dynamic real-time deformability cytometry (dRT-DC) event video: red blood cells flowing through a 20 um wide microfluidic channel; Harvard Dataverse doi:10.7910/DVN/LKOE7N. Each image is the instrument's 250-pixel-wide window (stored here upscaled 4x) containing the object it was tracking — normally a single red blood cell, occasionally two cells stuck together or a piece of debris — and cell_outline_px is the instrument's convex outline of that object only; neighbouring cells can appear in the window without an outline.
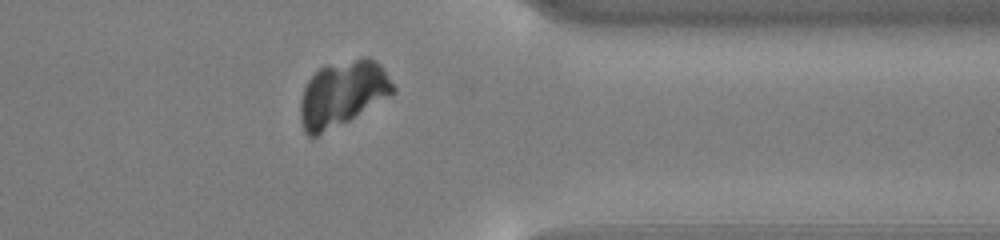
{"species": "common noctule bat (a hibernating species)", "species_latin": "Nyctalus noctula", "temperature_condition": "cold", "stored_images_in_passage": 36, "camera_frame_rate_fps": 3000, "um_per_image_px": 0.085, "animal": {"sex": "male", "body_mass_g": 13.0, "forearm_length_mm": 53.1}, "frame": {"image": 1, "passage_image": 26, "time_ms": 8.333, "image_size_px": [1000, 240], "cell_outline_px": [[396, 92], [348, 120], [316, 136], [308, 136], [304, 132], [300, 120], [300, 100], [304, 88], [308, 80], [320, 68], [360, 56], [368, 56], [380, 64], [396, 88]], "centroid_in_image_um": [29.11, 7.94], "position_along_channel_um": 382.3, "area_um2": 35.03}}
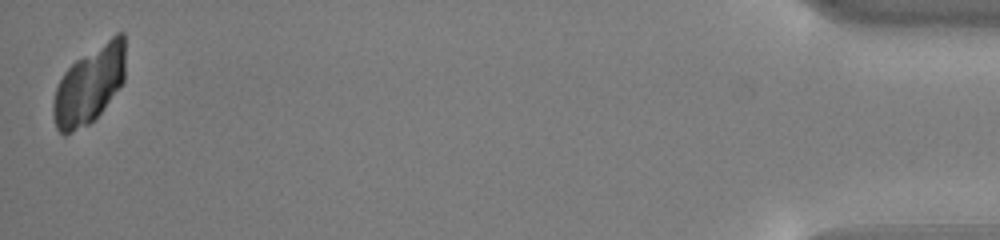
{"frame": {"image": 2, "passage_image": 36, "time_ms": 11.667, "image_size_px": [1000, 240], "cell_outline_px": [[124, 80], [100, 112], [88, 124], [64, 136], [56, 128], [52, 112], [52, 104], [56, 88], [64, 72], [76, 60], [116, 32], [124, 32]], "centroid_in_image_um": [7.57, 7.21], "position_along_channel_um": 427.6, "area_um2": 32.25}}